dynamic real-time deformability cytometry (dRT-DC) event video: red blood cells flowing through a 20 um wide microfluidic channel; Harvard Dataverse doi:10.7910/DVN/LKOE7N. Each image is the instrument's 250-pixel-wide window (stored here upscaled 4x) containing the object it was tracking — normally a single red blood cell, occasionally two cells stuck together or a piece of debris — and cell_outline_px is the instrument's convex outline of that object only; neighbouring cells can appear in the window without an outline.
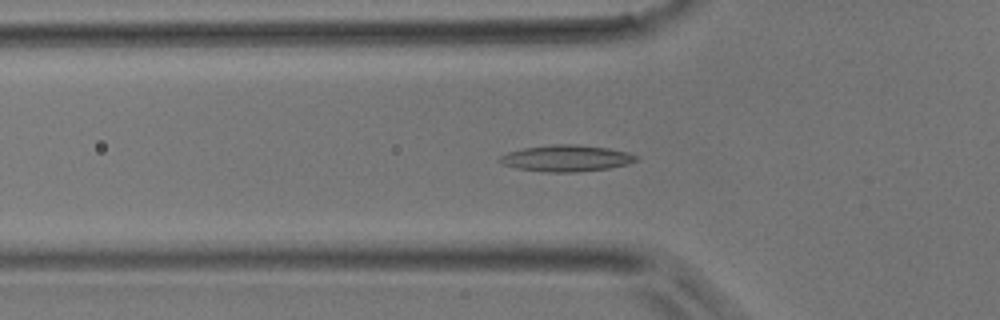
{"species": "common noctule bat (a hibernating species)", "species_latin": "Nyctalus noctula", "temperature_condition": "room temperature", "stored_images_in_passage": 41, "camera_frame_rate_fps": 3000, "um_per_image_px": 0.085, "animal": {"sex": "male", "body_mass_g": 17.9}, "frame": {"image": 1, "passage_image": 10, "time_ms": 3.0, "image_size_px": [1000, 320], "cell_outline_px": [[640, 160], [628, 164], [608, 168], [576, 172], [544, 172], [516, 168], [504, 164], [496, 160], [500, 156], [508, 152], [524, 148], [552, 144], [576, 144], [608, 148], [628, 152], [636, 156]], "centroid_in_image_um": [48.14, 13.45], "position_along_channel_um": 77.7, "area_um2": 21.04}}
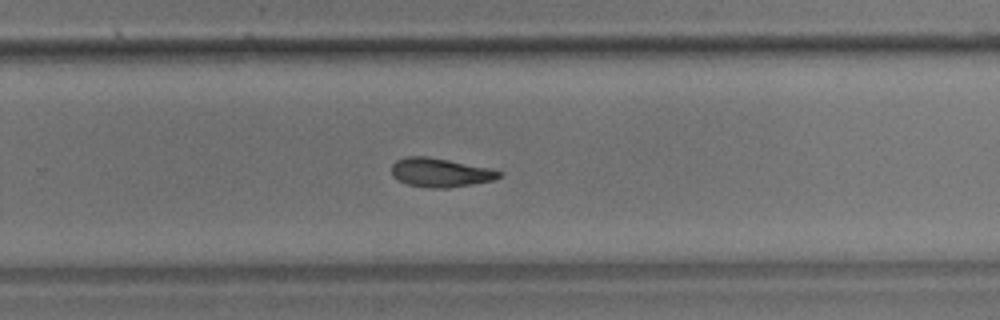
{"frame": {"image": 2, "passage_image": 25, "time_ms": 8.0, "image_size_px": [1000, 320], "cell_outline_px": [[504, 172], [500, 176], [492, 180], [452, 188], [432, 188], [408, 184], [392, 176], [392, 164], [396, 160], [404, 156], [428, 156], [488, 168]], "centroid_in_image_um": [37.4, 14.66], "position_along_channel_um": 292.4, "area_um2": 17.98}}
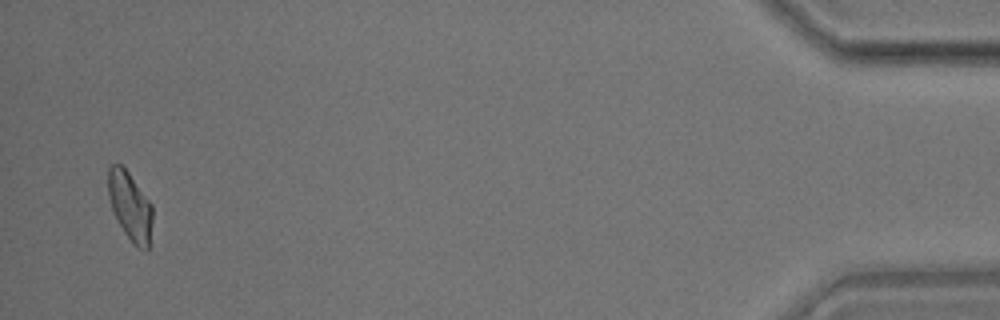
{"frame": {"image": 3, "passage_image": 40, "time_ms": 13.0, "image_size_px": [1000, 320], "cell_outline_px": [[152, 220], [148, 252], [144, 252], [136, 248], [132, 244], [116, 220], [112, 212], [108, 196], [108, 168], [112, 164], [120, 164], [128, 172], [152, 204]], "centroid_in_image_um": [11.05, 17.59], "position_along_channel_um": 424.1, "area_um2": 18.03}}